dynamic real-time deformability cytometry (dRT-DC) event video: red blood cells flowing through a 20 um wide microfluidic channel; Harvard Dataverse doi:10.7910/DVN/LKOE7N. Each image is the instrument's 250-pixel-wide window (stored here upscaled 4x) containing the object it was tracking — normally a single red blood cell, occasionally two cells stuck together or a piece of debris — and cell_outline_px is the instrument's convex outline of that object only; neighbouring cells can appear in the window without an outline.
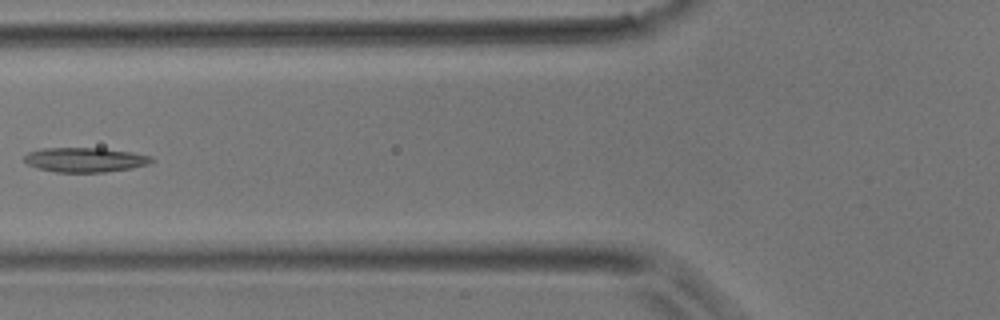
{"species": "common noctule bat (a hibernating species)", "species_latin": "Nyctalus noctula", "temperature_condition": "room temperature", "stored_images_in_passage": 4, "camera_frame_rate_fps": 3000, "um_per_image_px": 0.085, "animal": {"sex": "male", "body_mass_g": 17.9}, "frame": {"image": 1, "passage_image": 4, "time_ms": 1.0, "image_size_px": [1000, 320], "cell_outline_px": [[156, 160], [148, 164], [132, 168], [104, 172], [56, 172], [36, 168], [28, 164], [24, 160], [24, 156], [28, 152], [40, 148], [104, 148], [132, 152], [152, 156]], "centroid_in_image_um": [7.24, 13.58], "position_along_channel_um": 118.6, "area_um2": 18.38}}